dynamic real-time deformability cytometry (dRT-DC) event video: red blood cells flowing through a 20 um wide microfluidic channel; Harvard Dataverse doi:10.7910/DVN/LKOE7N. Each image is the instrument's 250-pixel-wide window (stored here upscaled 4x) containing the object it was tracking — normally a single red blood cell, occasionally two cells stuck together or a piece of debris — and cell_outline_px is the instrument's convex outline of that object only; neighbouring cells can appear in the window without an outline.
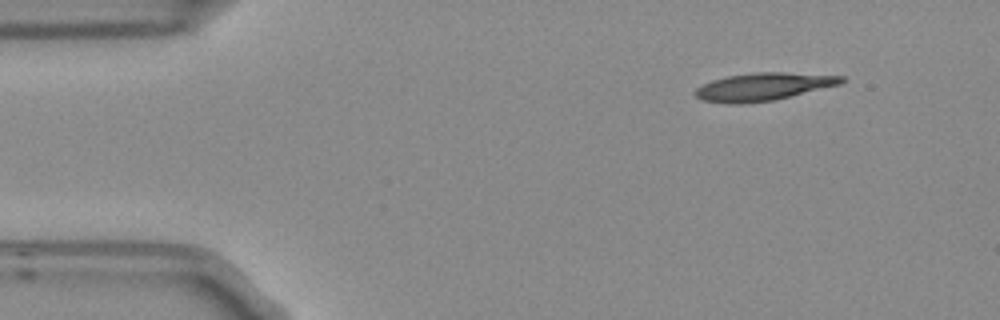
{"species": "Egyptian fruit bat (a non-hibernating species)", "species_latin": "Rousettus aegyptiacus", "temperature_condition": "room temperature", "stored_images_in_passage": 7, "camera_frame_rate_fps": 3000, "um_per_image_px": 0.085, "frame": {"image": 1, "passage_image": 1, "time_ms": 0.0, "image_size_px": [1000, 320], "cell_outline_px": [[844, 80], [840, 84], [776, 100], [744, 104], [724, 104], [704, 100], [696, 96], [692, 92], [696, 88], [712, 80], [728, 76], [756, 72], [784, 72], [844, 76]], "centroid_in_image_um": [64.85, 7.38], "position_along_channel_um": 20.1, "area_um2": 23.7}}
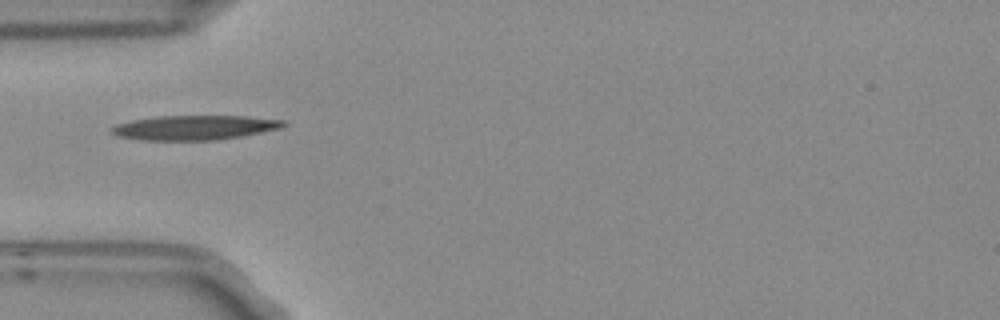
{"frame": {"image": 2, "passage_image": 4, "time_ms": 1.0, "image_size_px": [1000, 320], "cell_outline_px": [[288, 124], [284, 128], [240, 136], [216, 140], [140, 140], [120, 136], [112, 132], [108, 128], [116, 124], [132, 120], [160, 116], [248, 116], [284, 120]], "centroid_in_image_um": [16.57, 10.84], "position_along_channel_um": 68.4, "area_um2": 24.62}}
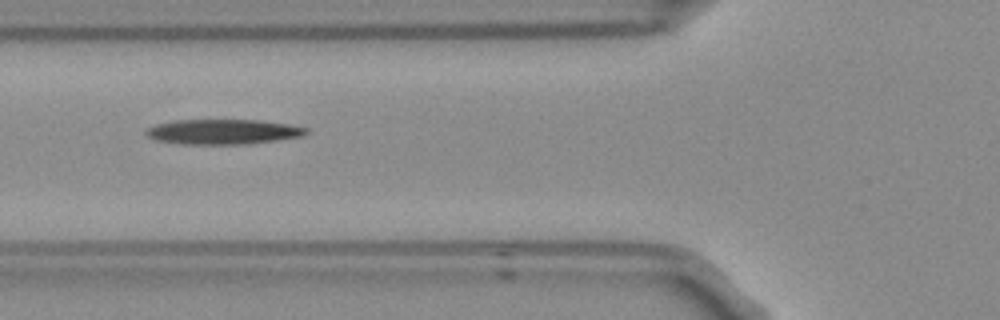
{"frame": {"image": 3, "passage_image": 5, "time_ms": 1.333, "image_size_px": [1000, 320], "cell_outline_px": [[308, 132], [300, 136], [276, 140], [248, 144], [184, 144], [156, 140], [148, 136], [144, 132], [148, 128], [156, 124], [172, 120], [260, 120], [288, 124], [308, 128]], "centroid_in_image_um": [18.94, 11.19], "position_along_channel_um": 106.9, "area_um2": 23.24}}